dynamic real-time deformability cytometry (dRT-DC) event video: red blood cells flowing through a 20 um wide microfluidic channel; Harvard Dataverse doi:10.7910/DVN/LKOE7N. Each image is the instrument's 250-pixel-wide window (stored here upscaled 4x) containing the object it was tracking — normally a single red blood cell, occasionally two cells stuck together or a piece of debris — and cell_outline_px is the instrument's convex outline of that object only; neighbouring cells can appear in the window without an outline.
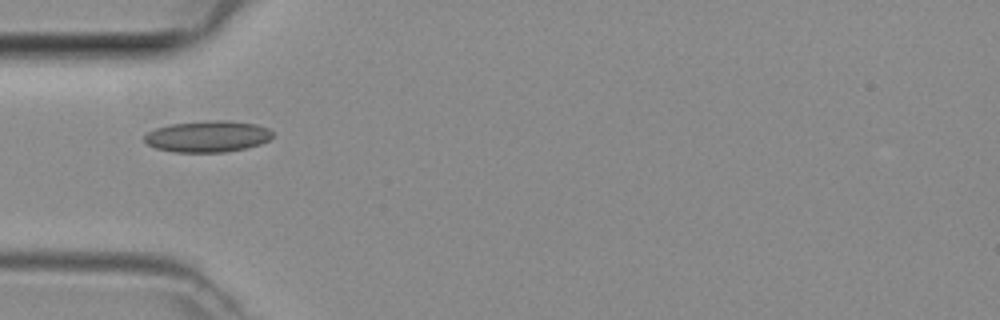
{"species": "common noctule bat (a hibernating species)", "species_latin": "Nyctalus noctula", "temperature_condition": "room temperature", "stored_images_in_passage": 5, "camera_frame_rate_fps": 3000, "um_per_image_px": 0.085, "animal": {"sex": "female", "body_mass_g": 29.2, "forearm_length_mm": 56.3}, "frame": {"image": 1, "passage_image": 4, "time_ms": 1.0, "image_size_px": [1000, 320], "cell_outline_px": [[272, 136], [268, 140], [260, 144], [244, 148], [224, 152], [176, 152], [156, 148], [148, 144], [144, 140], [144, 136], [148, 132], [156, 128], [168, 124], [204, 120], [228, 120], [256, 124], [268, 128], [272, 132]], "centroid_in_image_um": [17.64, 11.58], "position_along_channel_um": 67.4, "area_um2": 23.47}}
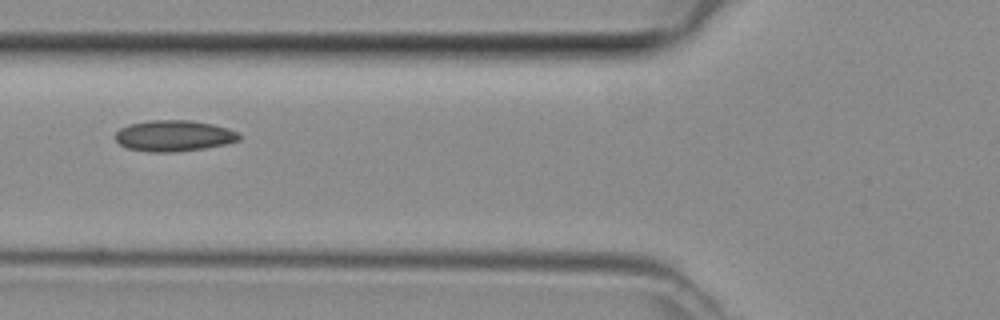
{"frame": {"image": 2, "passage_image": 5, "time_ms": 1.333, "image_size_px": [1000, 320], "cell_outline_px": [[240, 140], [224, 144], [204, 148], [172, 152], [148, 152], [128, 148], [120, 144], [116, 140], [116, 132], [120, 128], [128, 124], [148, 120], [192, 120], [212, 124], [228, 128], [236, 132], [240, 136]], "centroid_in_image_um": [14.76, 11.53], "position_along_channel_um": 111.0, "area_um2": 22.37}}